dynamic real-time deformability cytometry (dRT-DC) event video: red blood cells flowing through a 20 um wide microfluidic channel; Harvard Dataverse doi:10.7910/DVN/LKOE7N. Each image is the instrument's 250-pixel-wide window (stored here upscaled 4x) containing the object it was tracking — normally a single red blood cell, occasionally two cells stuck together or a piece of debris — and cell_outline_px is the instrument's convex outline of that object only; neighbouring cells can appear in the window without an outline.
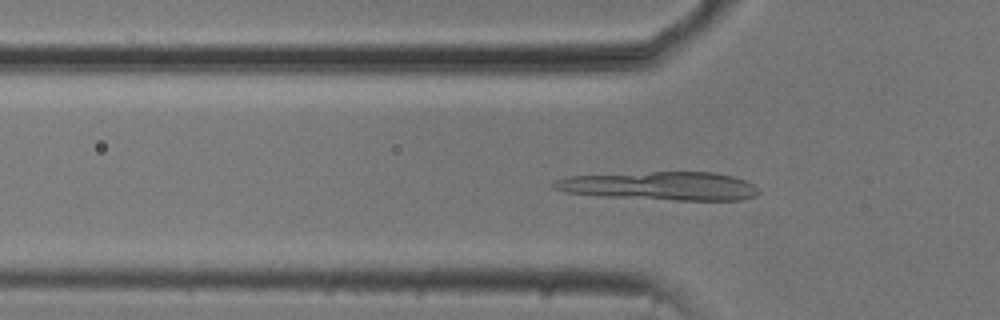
{"species": "common noctule bat (a hibernating species)", "species_latin": "Nyctalus noctula", "temperature_condition": "cold", "stored_images_in_passage": 53, "camera_frame_rate_fps": 3000, "um_per_image_px": 0.085, "animal": {"sex": "male", "body_mass_g": 20.5, "forearm_length_mm": 52.5}, "frame": {"image": 1, "passage_image": 17, "time_ms": 5.333, "image_size_px": [1000, 320], "cell_outline_px": [[760, 192], [756, 196], [740, 200], [676, 200], [608, 196], [564, 192], [552, 188], [548, 184], [556, 180], [568, 176], [652, 172], [712, 172], [732, 176], [744, 180], [752, 184]], "centroid_in_image_um": [56.11, 15.8], "position_along_channel_um": 69.7, "area_um2": 33.7}}
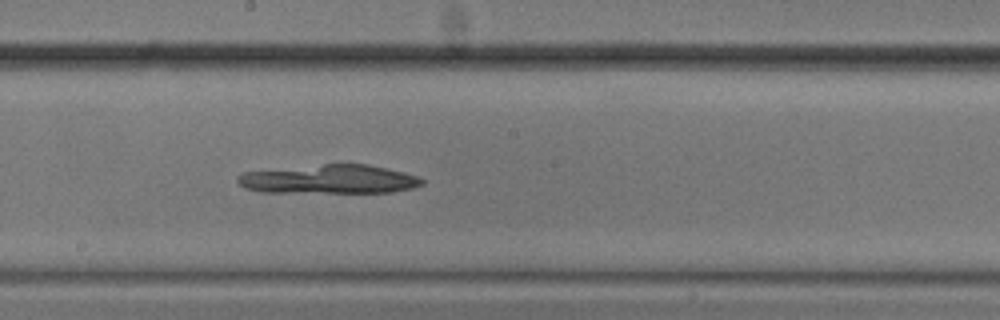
{"frame": {"image": 2, "passage_image": 29, "time_ms": 9.333, "image_size_px": [1000, 320], "cell_outline_px": [[424, 184], [412, 188], [392, 192], [260, 192], [244, 188], [236, 180], [236, 176], [244, 172], [324, 164], [368, 164], [404, 172], [416, 176], [424, 180]], "centroid_in_image_um": [27.98, 15.24], "position_along_channel_um": 220.2, "area_um2": 30.92}}
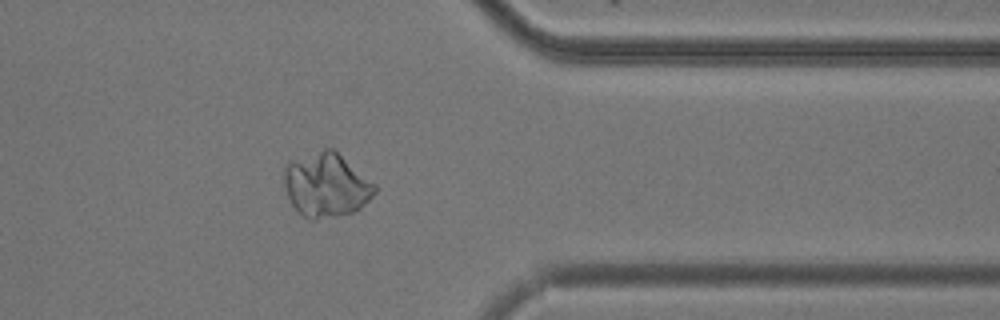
{"frame": {"image": 3, "passage_image": 43, "time_ms": 14.0, "image_size_px": [1000, 320], "cell_outline_px": [[376, 192], [360, 208], [352, 212], [336, 216], [316, 220], [308, 220], [292, 204], [288, 196], [284, 184], [284, 168], [288, 160], [324, 148], [332, 148], [376, 184]], "centroid_in_image_um": [27.71, 15.71], "position_along_channel_um": 383.7, "area_um2": 33.87}}